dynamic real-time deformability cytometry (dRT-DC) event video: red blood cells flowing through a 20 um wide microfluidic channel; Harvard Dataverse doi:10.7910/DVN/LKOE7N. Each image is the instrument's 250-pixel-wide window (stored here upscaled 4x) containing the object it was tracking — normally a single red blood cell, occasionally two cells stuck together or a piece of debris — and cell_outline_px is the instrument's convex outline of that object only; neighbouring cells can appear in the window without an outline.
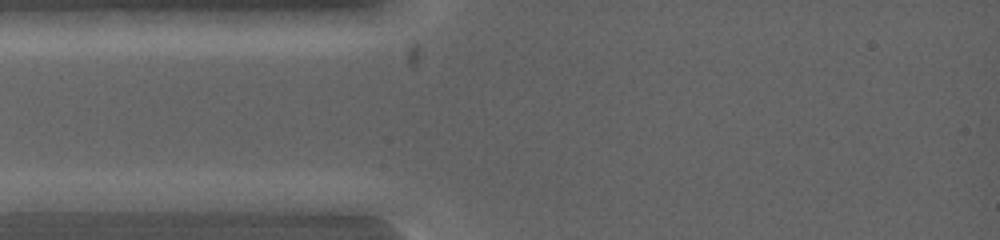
{"species": "common noctule bat (a hibernating species)", "species_latin": "Nyctalus noctula", "temperature_condition": "warm", "stored_images_in_passage": 5, "segment_of_instrument_passage": [1, 2], "camera_frame_rate_fps": 5000, "um_per_image_px": 0.085, "animal": {"sex": "female", "body_mass_g": 19.0, "forearm_length_mm": 53.3}, "frame": {"image": 1, "passage_image": 3, "time_ms": 0.4, "image_size_px": [1000, 240], "cell_outline_px": [[128, 200], [96, 212], [16, 212], [12, 200], [44, 192], [96, 192]], "centroid_in_image_um": [5.59, 17.2], "position_along_channel_um": 79.4, "area_um2": 13.35}}